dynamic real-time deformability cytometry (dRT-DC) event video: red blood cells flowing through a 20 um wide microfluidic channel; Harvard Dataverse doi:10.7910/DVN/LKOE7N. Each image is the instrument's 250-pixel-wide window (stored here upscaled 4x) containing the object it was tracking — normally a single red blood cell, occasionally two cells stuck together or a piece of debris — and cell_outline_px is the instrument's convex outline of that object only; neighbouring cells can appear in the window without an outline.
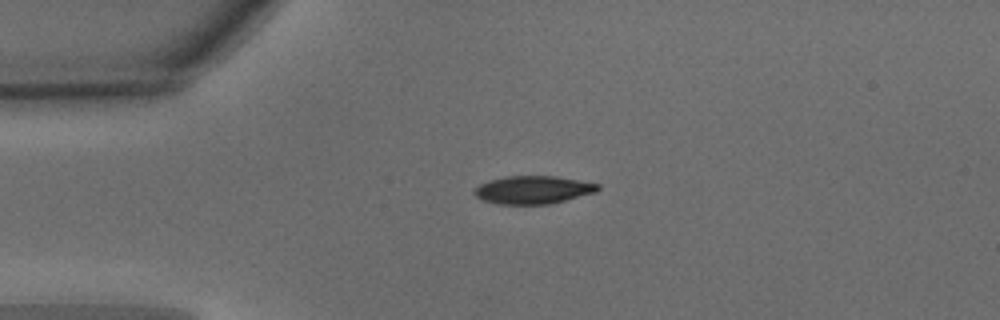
{"species": "common noctule bat (a hibernating species)", "species_latin": "Nyctalus noctula", "temperature_condition": "warm", "stored_images_in_passage": 41, "camera_frame_rate_fps": 3000, "um_per_image_px": 0.085, "animal": {"sex": "male", "body_mass_g": 15.6}, "frame": {"image": 1, "passage_image": 1, "time_ms": 0.0, "image_size_px": [1000, 320], "cell_outline_px": [[600, 188], [596, 192], [548, 204], [496, 204], [484, 200], [476, 196], [472, 192], [480, 184], [488, 180], [508, 176], [556, 176], [600, 184]], "centroid_in_image_um": [45.3, 16.13], "position_along_channel_um": 39.7, "area_um2": 20.0}}
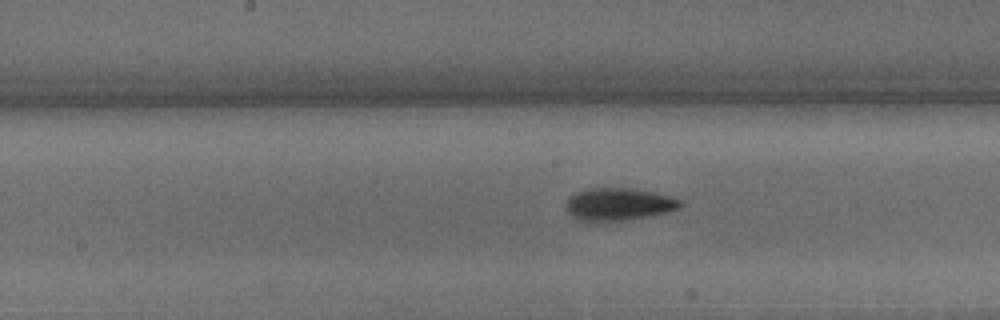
{"frame": {"image": 2, "passage_image": 15, "time_ms": 4.667, "image_size_px": [1000, 320], "cell_outline_px": [[684, 204], [680, 208], [664, 212], [624, 220], [592, 224], [584, 224], [572, 216], [564, 208], [568, 196], [576, 192], [588, 188], [632, 188], [652, 192], [668, 196], [680, 200]], "centroid_in_image_um": [52.46, 17.39], "position_along_channel_um": 195.7, "area_um2": 22.08}}
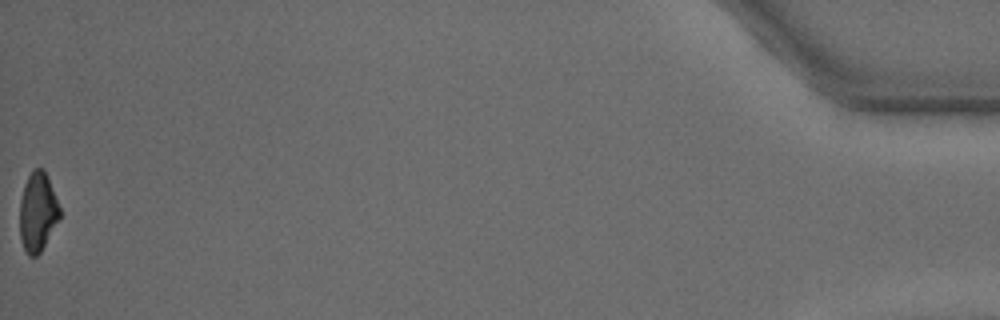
{"frame": {"image": 3, "passage_image": 41, "time_ms": 13.333, "image_size_px": [1000, 320], "cell_outline_px": [[60, 220], [40, 252], [36, 256], [28, 256], [20, 240], [20, 200], [24, 184], [28, 176], [36, 168], [44, 168], [60, 208]], "centroid_in_image_um": [3.2, 18.03], "position_along_channel_um": 432.0, "area_um2": 18.44}}